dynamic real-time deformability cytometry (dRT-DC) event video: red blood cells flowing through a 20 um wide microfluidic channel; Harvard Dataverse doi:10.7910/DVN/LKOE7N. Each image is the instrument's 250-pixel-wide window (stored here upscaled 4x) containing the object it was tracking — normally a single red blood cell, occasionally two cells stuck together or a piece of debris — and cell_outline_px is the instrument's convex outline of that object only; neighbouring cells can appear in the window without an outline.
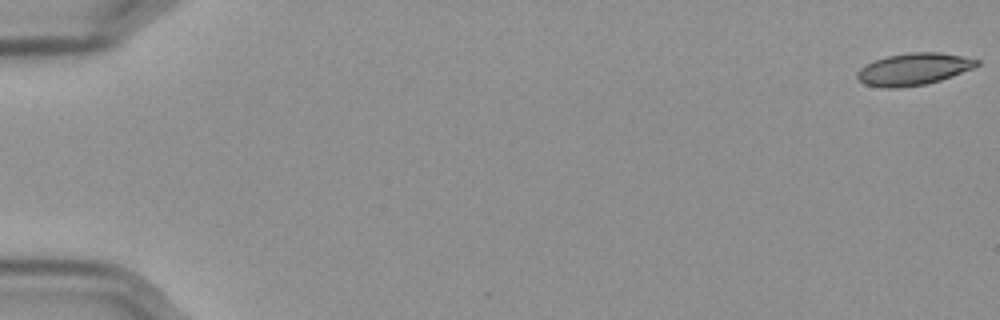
{"species": "Egyptian fruit bat (a non-hibernating species)", "species_latin": "Rousettus aegyptiacus", "temperature_condition": "cold", "stored_images_in_passage": 58, "camera_frame_rate_fps": 3000, "um_per_image_px": 0.085, "frame": {"image": 1, "passage_image": 1, "time_ms": 0.0, "image_size_px": [1000, 320], "cell_outline_px": [[980, 64], [972, 68], [952, 76], [940, 80], [924, 84], [896, 88], [884, 88], [864, 84], [856, 76], [856, 72], [860, 68], [876, 60], [888, 56], [912, 52], [940, 52], [980, 60]], "centroid_in_image_um": [77.65, 5.88], "position_along_channel_um": 7.3, "area_um2": 22.02}}
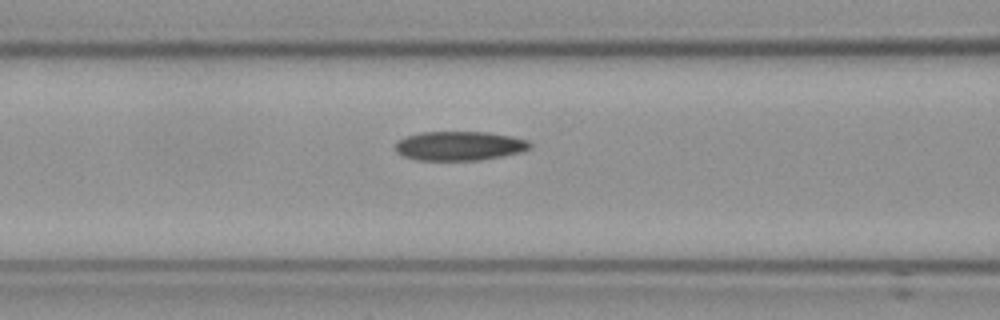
{"frame": {"image": 2, "passage_image": 25, "time_ms": 8.0, "image_size_px": [1000, 320], "cell_outline_px": [[532, 148], [520, 152], [480, 160], [416, 160], [404, 156], [396, 152], [396, 140], [420, 132], [488, 132], [512, 136], [528, 140], [532, 144]], "centroid_in_image_um": [39.06, 12.39], "position_along_channel_um": 127.5, "area_um2": 22.95}}
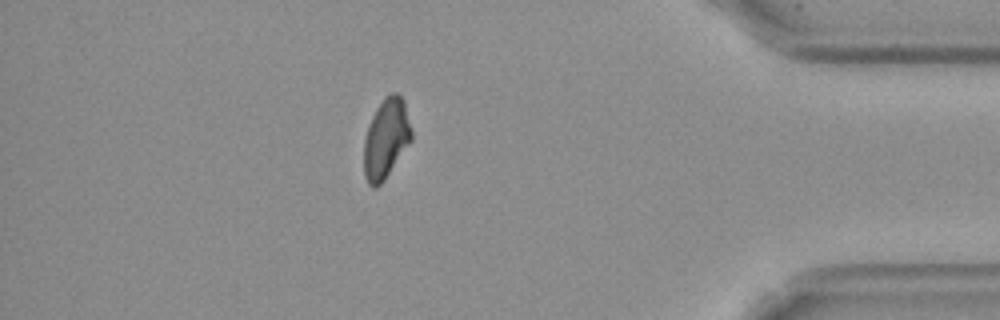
{"frame": {"image": 3, "passage_image": 51, "time_ms": 16.667, "image_size_px": [1000, 320], "cell_outline_px": [[412, 140], [384, 180], [376, 188], [372, 188], [368, 184], [364, 176], [364, 140], [368, 124], [376, 108], [384, 96], [388, 92], [400, 92], [404, 100], [412, 132]], "centroid_in_image_um": [32.81, 11.74], "position_along_channel_um": 402.4, "area_um2": 22.43}}